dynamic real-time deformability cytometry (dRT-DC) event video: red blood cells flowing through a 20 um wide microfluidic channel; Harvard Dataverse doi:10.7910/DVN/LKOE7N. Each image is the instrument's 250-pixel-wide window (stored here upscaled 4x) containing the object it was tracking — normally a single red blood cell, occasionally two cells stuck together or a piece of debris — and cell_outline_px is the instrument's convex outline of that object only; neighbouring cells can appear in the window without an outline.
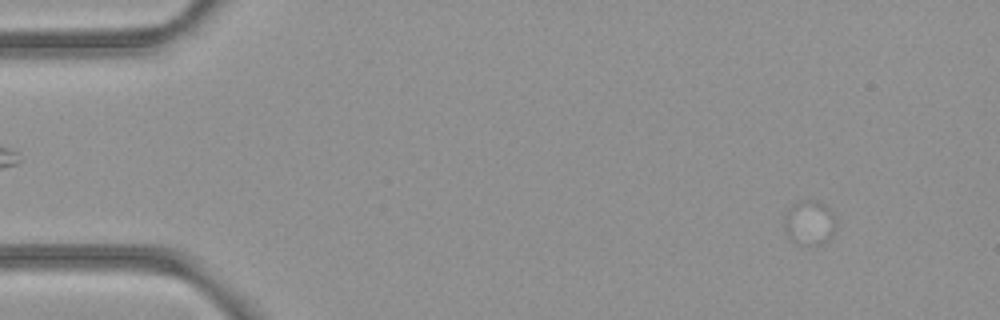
{"species": "common noctule bat (a hibernating species)", "species_latin": "Nyctalus noctula", "temperature_condition": "room temperature", "stored_images_in_passage": 5, "camera_frame_rate_fps": 3000, "um_per_image_px": 0.085, "animal": {"sex": "female", "body_mass_g": 21.9}, "frame": {"image": 1, "passage_image": 5, "time_ms": 1.333, "image_size_px": [1000, 320], "cell_outline_px": [[836, 220], [832, 236], [828, 240], [820, 244], [796, 244], [788, 236], [784, 228], [784, 220], [788, 208], [792, 204], [800, 200], [816, 200], [824, 204], [836, 216]], "centroid_in_image_um": [68.8, 18.91], "position_along_channel_um": 16.2, "area_um2": 13.53}}